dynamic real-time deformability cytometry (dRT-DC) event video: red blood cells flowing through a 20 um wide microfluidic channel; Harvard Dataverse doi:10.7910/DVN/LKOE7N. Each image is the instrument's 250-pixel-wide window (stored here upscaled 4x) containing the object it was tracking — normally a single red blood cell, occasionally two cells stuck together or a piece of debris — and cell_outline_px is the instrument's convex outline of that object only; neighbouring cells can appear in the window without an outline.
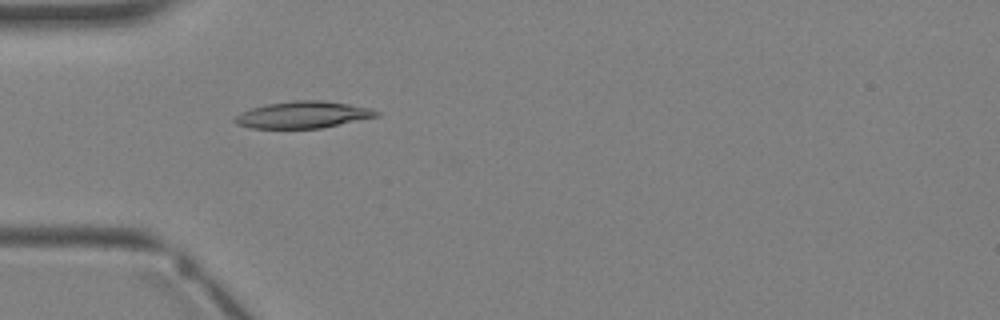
{"species": "Egyptian fruit bat (a non-hibernating species)", "species_latin": "Rousettus aegyptiacus", "temperature_condition": "warm", "stored_images_in_passage": 2, "camera_frame_rate_fps": 3000, "um_per_image_px": 0.085, "animal": {"sex": "female"}, "frame": {"image": 1, "passage_image": 2, "time_ms": 1.333, "image_size_px": [1000, 320], "cell_outline_px": [[380, 116], [320, 128], [252, 128], [236, 124], [232, 120], [240, 112], [252, 108], [268, 104], [292, 100], [324, 100], [348, 104], [368, 108], [380, 112]], "centroid_in_image_um": [25.74, 9.75], "position_along_channel_um": 59.3, "area_um2": 22.02}}